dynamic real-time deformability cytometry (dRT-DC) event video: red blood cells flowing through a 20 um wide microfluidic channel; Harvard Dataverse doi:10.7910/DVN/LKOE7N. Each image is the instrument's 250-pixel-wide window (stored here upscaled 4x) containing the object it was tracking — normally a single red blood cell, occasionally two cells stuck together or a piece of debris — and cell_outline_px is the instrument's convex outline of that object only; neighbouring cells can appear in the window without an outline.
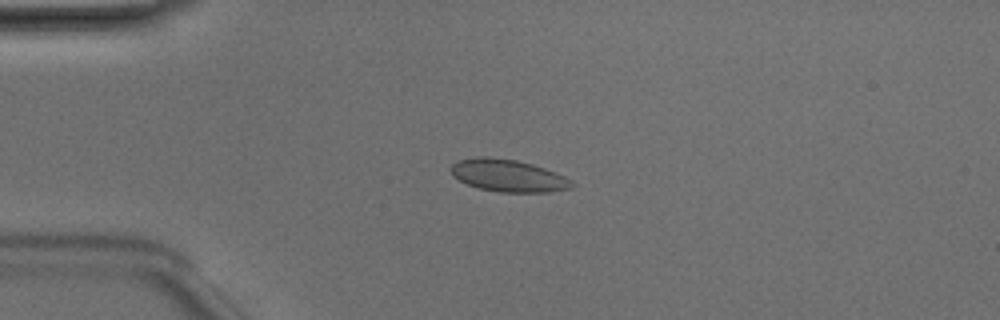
{"species": "Egyptian fruit bat (a non-hibernating species)", "species_latin": "Rousettus aegyptiacus", "temperature_condition": "room temperature", "stored_images_in_passage": 47, "camera_frame_rate_fps": 3000, "um_per_image_px": 0.085, "animal": {"sex": "male"}, "frame": {"image": 1, "passage_image": 9, "time_ms": 2.667, "image_size_px": [1000, 320], "cell_outline_px": [[576, 184], [572, 188], [548, 192], [500, 192], [480, 188], [468, 184], [452, 176], [448, 168], [452, 164], [460, 160], [476, 156], [488, 156], [516, 160], [532, 164], [556, 172], [564, 176]], "centroid_in_image_um": [43.18, 14.92], "position_along_channel_um": 41.8, "area_um2": 22.83}}
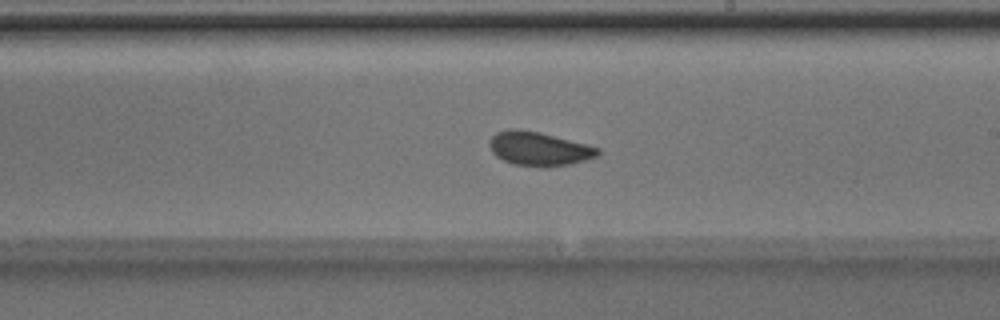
{"frame": {"image": 2, "passage_image": 26, "time_ms": 8.333, "image_size_px": [1000, 320], "cell_outline_px": [[600, 152], [596, 156], [572, 164], [548, 168], [544, 168], [512, 164], [496, 156], [492, 152], [488, 144], [488, 140], [496, 132], [508, 128], [520, 128], [540, 132], [588, 144], [600, 148]], "centroid_in_image_um": [45.79, 12.64], "position_along_channel_um": 243.2, "area_um2": 21.91}}
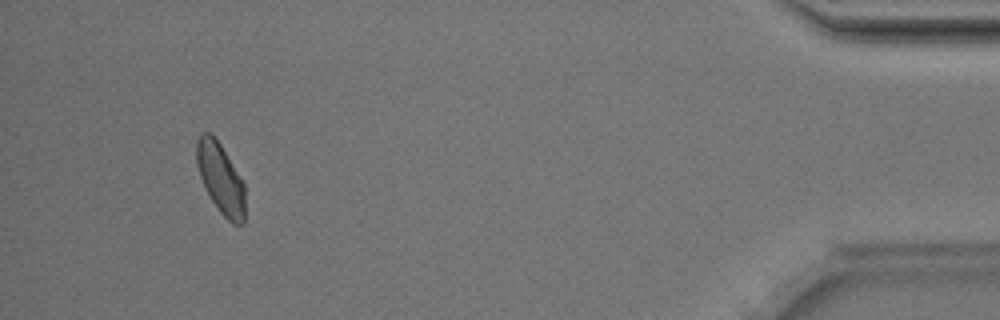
{"frame": {"image": 3, "passage_image": 44, "time_ms": 14.333, "image_size_px": [1000, 320], "cell_outline_px": [[244, 224], [232, 224], [220, 212], [212, 200], [200, 176], [196, 164], [196, 144], [200, 132], [208, 132], [220, 144], [244, 184]], "centroid_in_image_um": [18.74, 15.17], "position_along_channel_um": 416.5, "area_um2": 19.42}, "authors_computed_cell_mechanics": {"area_um2": 21.0392, "velocity_mm_per_s": 4.0148, "shape_relaxation_time_tau1_ms": 2.0195, "shape_relaxation_time_tau2_ms": null, "deformation_change_tau1": 0.0694, "deformation_change_tau2": null}}